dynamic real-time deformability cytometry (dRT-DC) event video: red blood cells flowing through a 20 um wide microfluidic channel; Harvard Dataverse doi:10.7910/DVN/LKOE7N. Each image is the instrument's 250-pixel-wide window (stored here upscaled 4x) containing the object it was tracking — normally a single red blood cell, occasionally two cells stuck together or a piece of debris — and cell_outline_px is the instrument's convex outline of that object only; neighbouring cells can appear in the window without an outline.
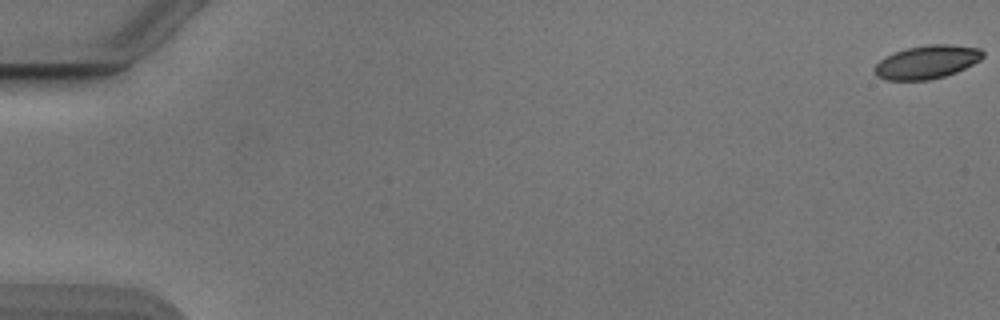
{"species": "Egyptian fruit bat (a non-hibernating species)", "species_latin": "Rousettus aegyptiacus", "temperature_condition": "cold", "stored_images_in_passage": 55, "camera_frame_rate_fps": 3000, "um_per_image_px": 0.085, "animal": {"sex": "male"}, "frame": {"image": 1, "passage_image": 1, "time_ms": 0.0, "image_size_px": [1000, 320], "cell_outline_px": [[984, 56], [980, 60], [956, 72], [944, 76], [928, 80], [884, 80], [876, 76], [872, 68], [884, 56], [908, 48], [928, 44], [948, 44], [980, 48], [984, 52]], "centroid_in_image_um": [78.76, 5.27], "position_along_channel_um": 6.2, "area_um2": 21.1}}
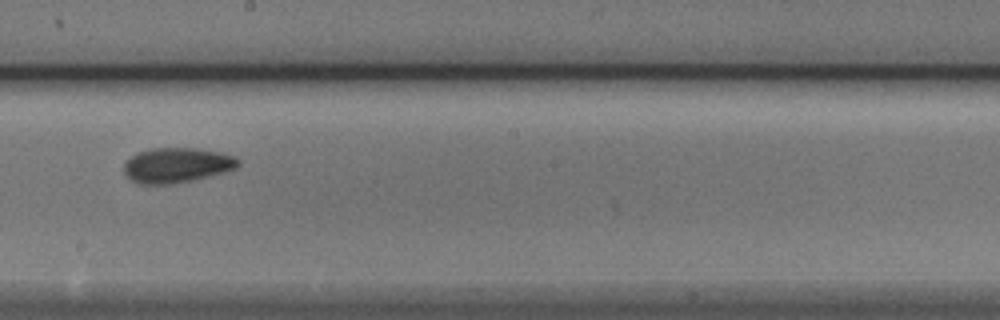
{"frame": {"image": 2, "passage_image": 32, "time_ms": 10.333, "image_size_px": [1000, 320], "cell_outline_px": [[240, 164], [236, 168], [224, 172], [192, 180], [172, 184], [136, 184], [124, 172], [124, 164], [136, 152], [152, 148], [192, 148], [220, 152], [236, 156], [240, 160]], "centroid_in_image_um": [15.04, 14.04], "position_along_channel_um": 233.2, "area_um2": 23.29}}
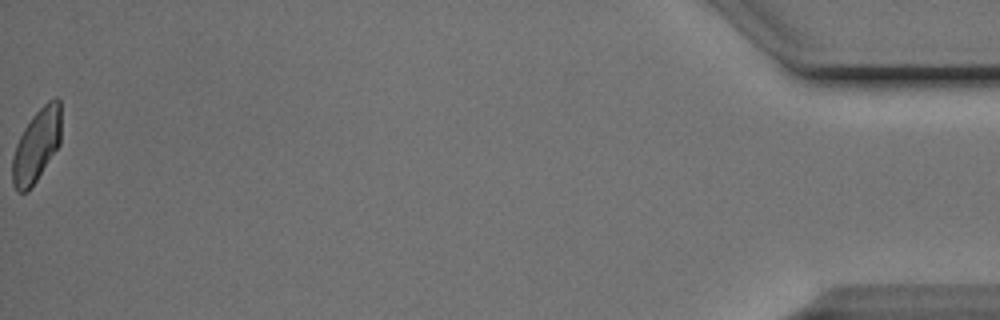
{"frame": {"image": 3, "passage_image": 55, "time_ms": 18.0, "image_size_px": [1000, 320], "cell_outline_px": [[60, 144], [28, 192], [16, 192], [12, 184], [12, 156], [16, 144], [24, 128], [32, 116], [48, 100], [56, 96], [60, 100]], "centroid_in_image_um": [3.09, 12.37], "position_along_channel_um": 432.1, "area_um2": 20.69}, "authors_computed_cell_mechanics": {"area_um2": 22.0796, "velocity_mm_per_s": 3.8674, "shape_relaxation_time_tau1_ms": 3.4959, "shape_relaxation_time_tau2_ms": 2.5154, "deformation_change_tau1": 0.1144, "deformation_change_tau2": 0.0763}}